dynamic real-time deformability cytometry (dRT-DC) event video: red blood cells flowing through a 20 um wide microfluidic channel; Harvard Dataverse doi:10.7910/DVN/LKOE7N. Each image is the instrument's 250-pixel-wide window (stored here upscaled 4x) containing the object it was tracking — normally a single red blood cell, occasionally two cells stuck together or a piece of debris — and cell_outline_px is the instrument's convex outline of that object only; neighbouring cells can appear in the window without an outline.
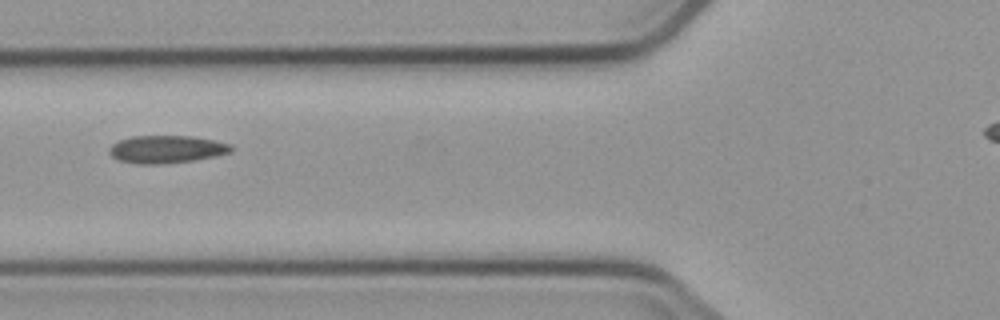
{"species": "common noctule bat (a hibernating species)", "species_latin": "Nyctalus noctula", "temperature_condition": "cold", "stored_images_in_passage": 4, "camera_frame_rate_fps": 3000, "um_per_image_px": 0.085, "animal": {"sex": "male", "body_mass_g": 23.1, "forearm_length_mm": 52.7}, "frame": {"image": 1, "passage_image": 3, "time_ms": 2.333, "image_size_px": [1000, 320], "cell_outline_px": [[232, 152], [216, 156], [192, 160], [156, 164], [140, 164], [120, 160], [112, 156], [108, 152], [108, 148], [112, 144], [120, 140], [132, 136], [192, 136], [216, 140], [232, 144]], "centroid_in_image_um": [14.18, 12.67], "position_along_channel_um": 111.6, "area_um2": 19.59}}
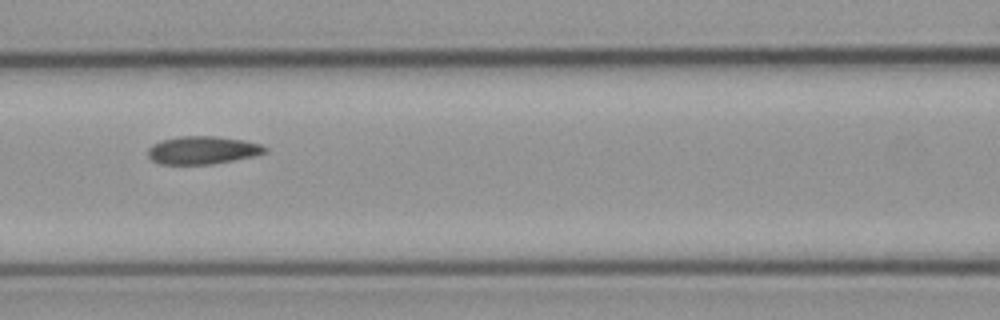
{"frame": {"image": 2, "passage_image": 4, "time_ms": 3.333, "image_size_px": [1000, 320], "cell_outline_px": [[268, 152], [252, 156], [212, 164], [160, 164], [152, 160], [148, 156], [148, 148], [152, 144], [164, 140], [180, 136], [216, 136], [244, 140], [260, 144], [268, 148]], "centroid_in_image_um": [17.22, 12.76], "position_along_channel_um": 149.4, "area_um2": 18.96}}